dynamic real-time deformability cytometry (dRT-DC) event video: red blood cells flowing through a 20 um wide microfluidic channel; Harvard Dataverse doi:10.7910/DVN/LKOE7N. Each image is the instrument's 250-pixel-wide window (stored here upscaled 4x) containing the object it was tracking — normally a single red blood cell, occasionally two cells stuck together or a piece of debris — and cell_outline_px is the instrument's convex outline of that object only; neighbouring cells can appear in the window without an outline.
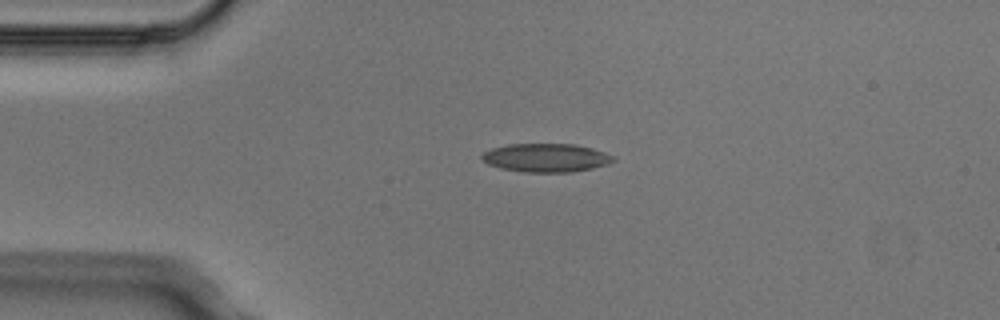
{"species": "Egyptian fruit bat (a non-hibernating species)", "species_latin": "Rousettus aegyptiacus", "temperature_condition": "cold", "stored_images_in_passage": 4, "camera_frame_rate_fps": 3000, "um_per_image_px": 0.085, "animal": {"sex": "male"}, "frame": {"image": 1, "passage_image": 1, "time_ms": 0.0, "image_size_px": [1000, 320], "cell_outline_px": [[616, 160], [608, 164], [592, 168], [572, 172], [524, 172], [500, 168], [488, 164], [480, 156], [484, 152], [492, 148], [508, 144], [576, 144], [592, 148], [616, 156]], "centroid_in_image_um": [46.44, 13.41], "position_along_channel_um": 38.6, "area_um2": 21.91}}
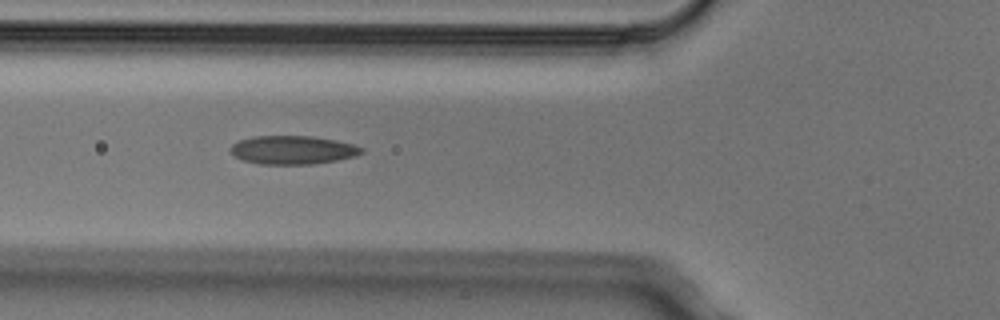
{"frame": {"image": 2, "passage_image": 3, "time_ms": 0.667, "image_size_px": [1000, 320], "cell_outline_px": [[364, 152], [356, 156], [336, 160], [312, 164], [260, 164], [244, 160], [236, 156], [228, 148], [232, 144], [240, 140], [252, 136], [312, 136], [336, 140], [352, 144], [364, 148]], "centroid_in_image_um": [24.9, 12.74], "position_along_channel_um": 100.9, "area_um2": 21.73}}
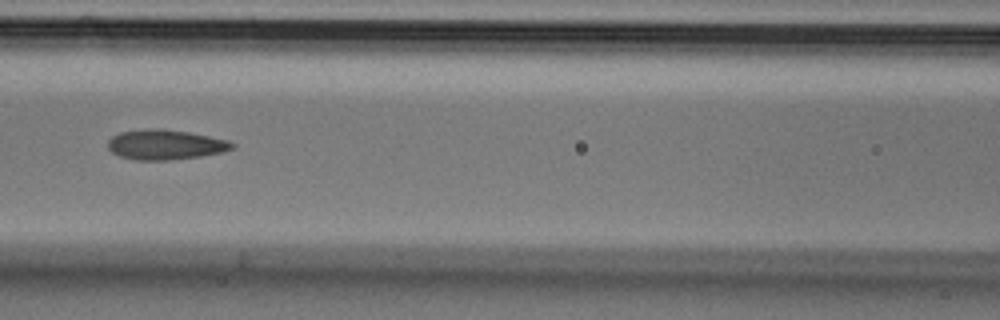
{"frame": {"image": 3, "passage_image": 4, "time_ms": 1.0, "image_size_px": [1000, 320], "cell_outline_px": [[236, 144], [232, 148], [220, 152], [200, 156], [168, 160], [136, 160], [120, 156], [112, 152], [108, 148], [108, 140], [112, 136], [120, 132], [148, 128], [164, 128], [188, 132], [228, 140]], "centroid_in_image_um": [14.02, 12.28], "position_along_channel_um": 152.6, "area_um2": 21.62}}